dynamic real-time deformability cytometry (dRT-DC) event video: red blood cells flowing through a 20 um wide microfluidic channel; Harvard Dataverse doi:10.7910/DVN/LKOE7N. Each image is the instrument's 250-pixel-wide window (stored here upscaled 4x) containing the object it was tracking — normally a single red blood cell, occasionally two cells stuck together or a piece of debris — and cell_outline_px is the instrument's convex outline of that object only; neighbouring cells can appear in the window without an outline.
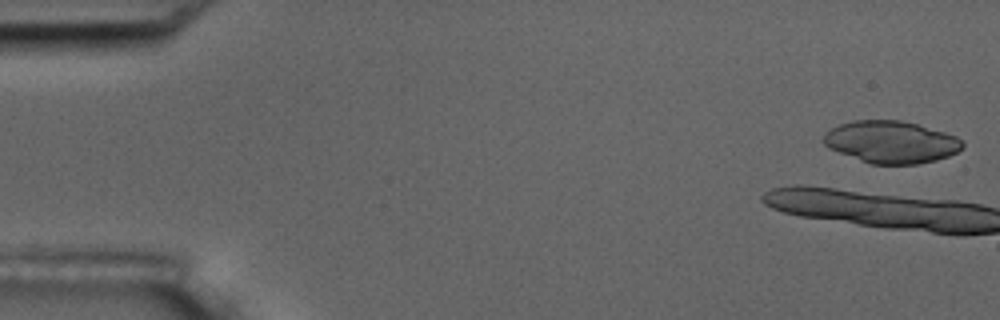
{"species": "common noctule bat (a hibernating species)", "species_latin": "Nyctalus noctula", "temperature_condition": "room temperature", "stored_images_in_passage": 2, "camera_frame_rate_fps": 3000, "um_per_image_px": 0.085, "animal": {"sex": "male", "body_mass_g": 17.5, "forearm_length_mm": 52.3}, "frame": {"image": 1, "passage_image": 1, "time_ms": 0.0, "image_size_px": [1000, 320], "cell_outline_px": [[964, 148], [948, 156], [936, 160], [916, 164], [872, 164], [860, 160], [828, 148], [824, 144], [824, 132], [840, 124], [852, 120], [900, 120], [916, 124], [944, 132], [956, 136], [964, 140]], "centroid_in_image_um": [75.75, 12.07], "position_along_channel_um": 9.2, "area_um2": 34.1}}